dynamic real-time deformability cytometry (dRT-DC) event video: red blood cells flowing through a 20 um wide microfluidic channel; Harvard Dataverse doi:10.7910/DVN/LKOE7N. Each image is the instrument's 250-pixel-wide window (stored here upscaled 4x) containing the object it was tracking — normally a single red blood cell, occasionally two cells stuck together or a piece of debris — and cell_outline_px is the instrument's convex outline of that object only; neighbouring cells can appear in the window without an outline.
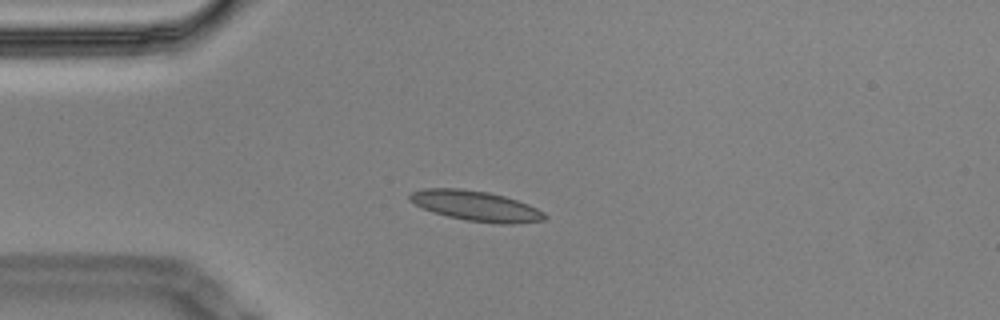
{"species": "Egyptian fruit bat (a non-hibernating species)", "species_latin": "Rousettus aegyptiacus", "temperature_condition": "cold", "stored_images_in_passage": 6, "camera_frame_rate_fps": 3000, "um_per_image_px": 0.085, "animal": {"sex": "male"}, "frame": {"image": 1, "passage_image": 2, "time_ms": 0.333, "image_size_px": [1000, 320], "cell_outline_px": [[548, 216], [544, 220], [512, 224], [500, 224], [468, 220], [448, 216], [432, 212], [408, 200], [408, 196], [412, 192], [424, 188], [460, 188], [488, 192], [504, 196], [528, 204], [544, 212]], "centroid_in_image_um": [40.45, 17.5], "position_along_channel_um": 44.5, "area_um2": 23.58}}
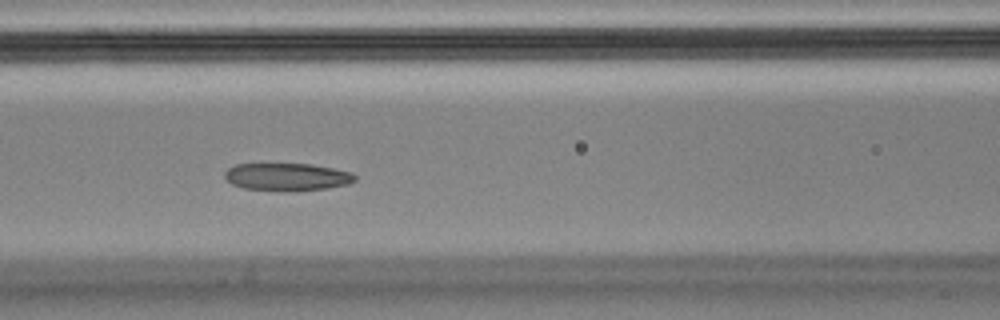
{"frame": {"image": 2, "passage_image": 5, "time_ms": 1.333, "image_size_px": [1000, 320], "cell_outline_px": [[356, 180], [348, 184], [328, 188], [296, 192], [284, 192], [244, 188], [232, 184], [224, 176], [224, 172], [228, 168], [236, 164], [312, 164], [352, 172], [356, 176]], "centroid_in_image_um": [24.42, 15.05], "position_along_channel_um": 142.2, "area_um2": 21.27}}
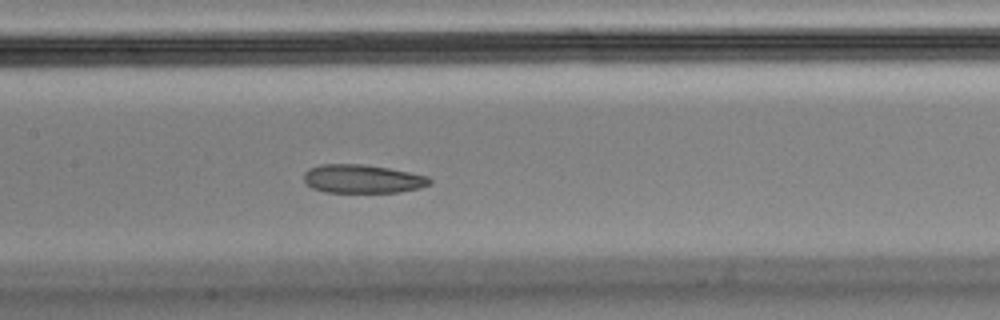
{"frame": {"image": 3, "passage_image": 6, "time_ms": 1.667, "image_size_px": [1000, 320], "cell_outline_px": [[432, 184], [420, 188], [396, 192], [324, 192], [312, 188], [304, 184], [304, 172], [308, 168], [320, 164], [360, 164], [388, 168], [428, 176], [432, 180]], "centroid_in_image_um": [30.78, 15.2], "position_along_channel_um": 176.6, "area_um2": 21.04}}